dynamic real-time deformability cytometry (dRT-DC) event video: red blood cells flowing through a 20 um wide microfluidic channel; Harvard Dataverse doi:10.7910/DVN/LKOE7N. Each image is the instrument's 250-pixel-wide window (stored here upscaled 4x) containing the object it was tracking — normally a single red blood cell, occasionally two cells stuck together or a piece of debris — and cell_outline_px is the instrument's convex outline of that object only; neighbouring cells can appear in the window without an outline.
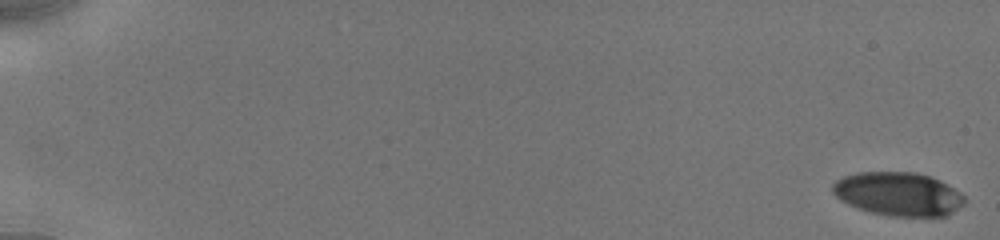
{"species": "human", "species_latin": "Homo sapiens", "temperature_condition": "cold", "stored_images_in_passage": 12, "camera_frame_rate_fps": 3000, "um_per_image_px": 0.085, "donor": {"sex": "male"}, "frame": {"image": 1, "passage_image": 1, "time_ms": 0.0, "image_size_px": [1000, 240], "cell_outline_px": [[964, 204], [952, 212], [944, 216], [888, 216], [868, 212], [848, 204], [840, 200], [832, 192], [832, 184], [836, 180], [844, 176], [856, 172], [916, 172], [940, 180], [960, 192], [964, 196]], "centroid_in_image_um": [76.32, 16.49], "position_along_channel_um": 8.7, "area_um2": 33.58}}
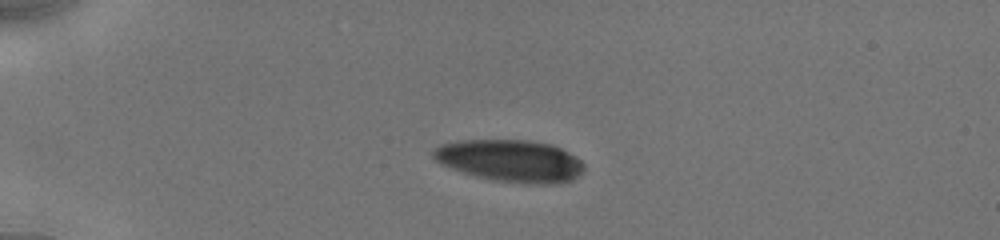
{"frame": {"image": 2, "passage_image": 9, "time_ms": 4.667, "image_size_px": [1000, 240], "cell_outline_px": [[584, 168], [572, 180], [556, 184], [532, 184], [492, 180], [476, 176], [440, 164], [432, 156], [432, 148], [440, 144], [456, 140], [528, 140], [552, 144], [576, 156], [584, 164]], "centroid_in_image_um": [43.36, 13.66], "position_along_channel_um": 41.6, "area_um2": 37.11}}
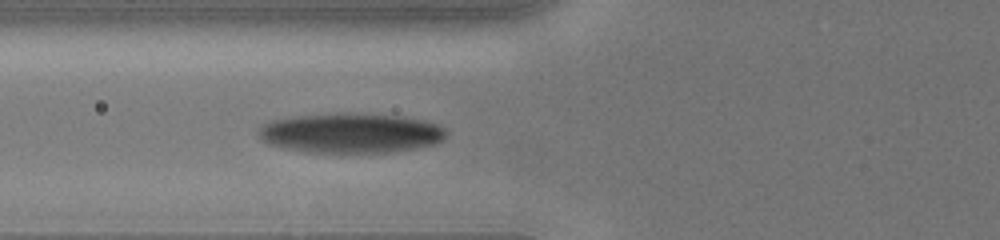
{"frame": {"image": 3, "passage_image": 12, "time_ms": 7.333, "image_size_px": [1000, 240], "cell_outline_px": [[444, 140], [432, 144], [416, 148], [388, 152], [308, 152], [284, 148], [268, 144], [260, 140], [256, 132], [264, 124], [272, 120], [300, 116], [340, 112], [400, 116], [424, 120], [436, 124], [444, 128]], "centroid_in_image_um": [29.77, 11.31], "position_along_channel_um": 96.0, "area_um2": 43.41}}